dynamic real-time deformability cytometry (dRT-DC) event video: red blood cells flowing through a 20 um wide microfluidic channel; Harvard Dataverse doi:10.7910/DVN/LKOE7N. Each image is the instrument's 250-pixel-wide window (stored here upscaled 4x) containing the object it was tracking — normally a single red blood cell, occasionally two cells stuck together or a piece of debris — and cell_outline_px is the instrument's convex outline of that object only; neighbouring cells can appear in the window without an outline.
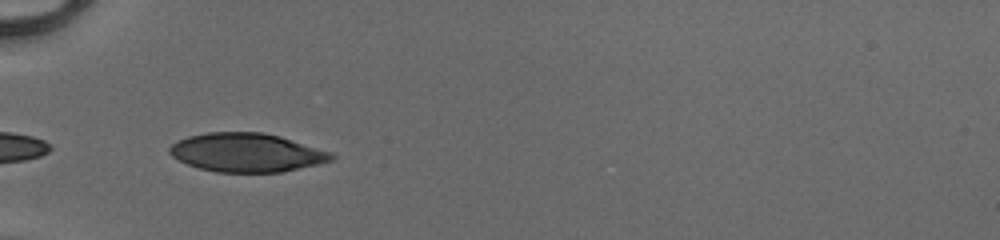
{"species": "human", "species_latin": "Homo sapiens", "temperature_condition": "cold", "stored_images_in_passage": 34, "camera_frame_rate_fps": 3000, "um_per_image_px": 0.085, "donor": {"sex": "male"}, "frame": {"image": 1, "passage_image": 1, "time_ms": 0.0, "image_size_px": [1000, 240], "cell_outline_px": [[336, 156], [332, 160], [316, 164], [280, 172], [216, 172], [200, 168], [188, 164], [172, 156], [168, 152], [168, 148], [172, 144], [188, 136], [208, 132], [260, 132], [280, 136], [332, 152]], "centroid_in_image_um": [20.96, 12.96], "position_along_channel_um": 64.0, "area_um2": 36.24}}
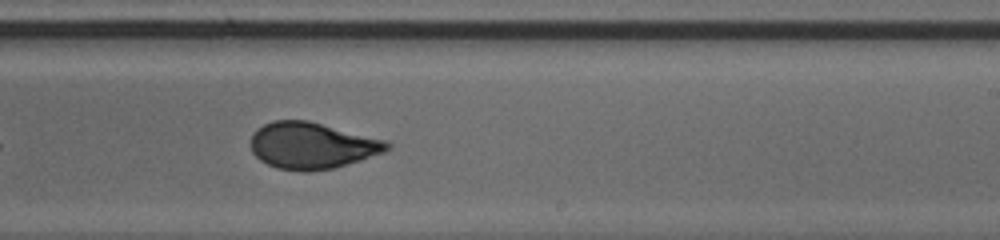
{"frame": {"image": 2, "passage_image": 16, "time_ms": 5.0, "image_size_px": [1000, 240], "cell_outline_px": [[392, 148], [384, 152], [336, 168], [308, 172], [304, 172], [276, 168], [260, 160], [252, 152], [252, 132], [256, 128], [272, 120], [308, 120], [388, 140], [392, 144]], "centroid_in_image_um": [26.55, 12.37], "position_along_channel_um": 262.5, "area_um2": 37.34}}
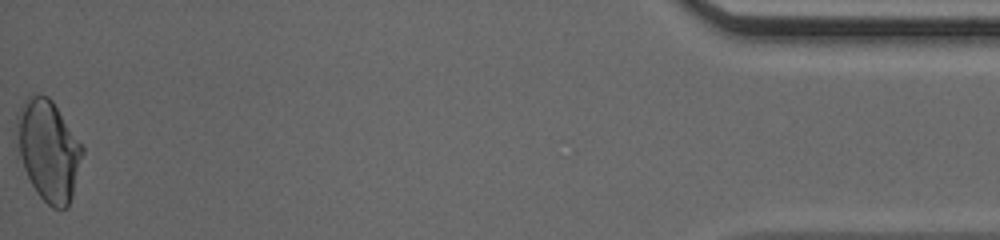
{"frame": {"image": 3, "passage_image": 34, "time_ms": 11.0, "image_size_px": [1000, 240], "cell_outline_px": [[84, 152], [72, 196], [68, 208], [52, 208], [36, 192], [16, 160], [16, 112], [24, 100], [32, 92], [48, 96], [52, 100], [84, 148]], "centroid_in_image_um": [4.05, 12.76], "position_along_channel_um": 431.2, "area_um2": 39.48}, "authors_computed_cell_mechanics": {"area_um2": 36.992, "velocity_mm_per_s": 4.1443, "shape_relaxation_time_tau1_ms": 4.1269, "shape_relaxation_time_tau2_ms": 0.7487, "deformation_change_tau1": 0.1601, "deformation_change_tau2": 0.0454}}